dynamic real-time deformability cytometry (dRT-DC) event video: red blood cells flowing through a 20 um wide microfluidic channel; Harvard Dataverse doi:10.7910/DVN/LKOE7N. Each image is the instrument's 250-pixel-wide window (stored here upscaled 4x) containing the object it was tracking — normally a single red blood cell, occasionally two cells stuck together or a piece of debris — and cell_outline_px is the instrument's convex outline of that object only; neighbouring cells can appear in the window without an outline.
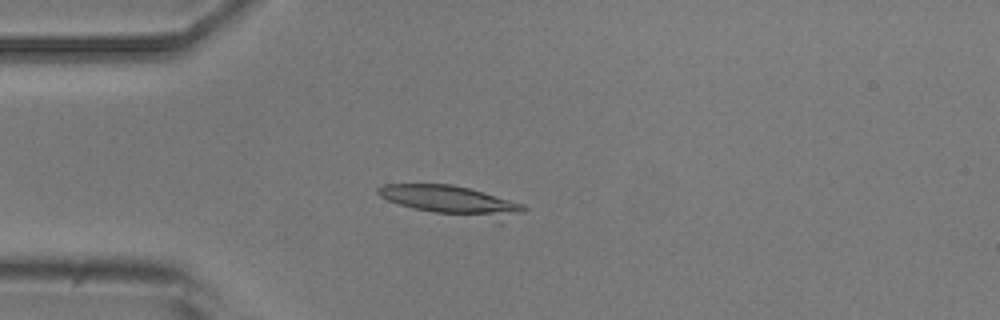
{"species": "common noctule bat (a hibernating species)", "species_latin": "Nyctalus noctula", "temperature_condition": "room temperature", "stored_images_in_passage": 6, "camera_frame_rate_fps": 3000, "um_per_image_px": 0.085, "animal": {"sex": "male", "body_mass_g": 20.5, "forearm_length_mm": 52.5}, "frame": {"image": 1, "passage_image": 4, "time_ms": 3.667, "image_size_px": [1000, 320], "cell_outline_px": [[528, 208], [524, 212], [500, 224], [496, 224], [432, 212], [400, 204], [388, 200], [380, 196], [376, 192], [376, 188], [384, 184], [452, 184], [484, 192], [524, 204]], "centroid_in_image_um": [38.53, 17.12], "position_along_channel_um": 46.5, "area_um2": 26.01}}
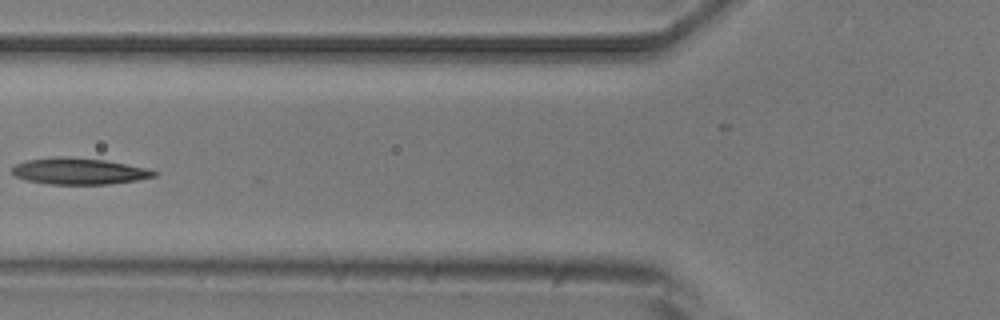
{"frame": {"image": 2, "passage_image": 6, "time_ms": 6.0, "image_size_px": [1000, 320], "cell_outline_px": [[160, 172], [156, 176], [136, 180], [108, 184], [48, 184], [28, 180], [16, 176], [12, 172], [12, 168], [16, 164], [28, 160], [56, 156], [72, 156], [104, 160], [128, 164], [148, 168]], "centroid_in_image_um": [6.76, 14.54], "position_along_channel_um": 119.0, "area_um2": 21.91}}